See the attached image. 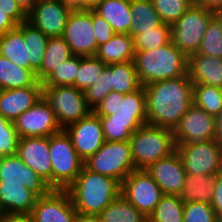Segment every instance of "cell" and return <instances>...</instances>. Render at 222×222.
Segmentation results:
<instances>
[{"label": "cell", "instance_id": "6da1fadb", "mask_svg": "<svg viewBox=\"0 0 222 222\" xmlns=\"http://www.w3.org/2000/svg\"><path fill=\"white\" fill-rule=\"evenodd\" d=\"M147 124L174 130L193 104V82L188 75L144 86Z\"/></svg>", "mask_w": 222, "mask_h": 222}, {"label": "cell", "instance_id": "7a4b0ae2", "mask_svg": "<svg viewBox=\"0 0 222 222\" xmlns=\"http://www.w3.org/2000/svg\"><path fill=\"white\" fill-rule=\"evenodd\" d=\"M93 112L100 117L105 141L130 140L138 128L147 124L144 86L131 93H118V104L114 110Z\"/></svg>", "mask_w": 222, "mask_h": 222}, {"label": "cell", "instance_id": "3957f363", "mask_svg": "<svg viewBox=\"0 0 222 222\" xmlns=\"http://www.w3.org/2000/svg\"><path fill=\"white\" fill-rule=\"evenodd\" d=\"M78 214L99 215L121 191V183L83 166L66 189Z\"/></svg>", "mask_w": 222, "mask_h": 222}, {"label": "cell", "instance_id": "277c9868", "mask_svg": "<svg viewBox=\"0 0 222 222\" xmlns=\"http://www.w3.org/2000/svg\"><path fill=\"white\" fill-rule=\"evenodd\" d=\"M134 64L142 86L187 75L188 57L170 41L154 50L136 51Z\"/></svg>", "mask_w": 222, "mask_h": 222}, {"label": "cell", "instance_id": "5b68a950", "mask_svg": "<svg viewBox=\"0 0 222 222\" xmlns=\"http://www.w3.org/2000/svg\"><path fill=\"white\" fill-rule=\"evenodd\" d=\"M129 142L135 169H146L176 151L172 130L148 124L138 128Z\"/></svg>", "mask_w": 222, "mask_h": 222}, {"label": "cell", "instance_id": "8992f818", "mask_svg": "<svg viewBox=\"0 0 222 222\" xmlns=\"http://www.w3.org/2000/svg\"><path fill=\"white\" fill-rule=\"evenodd\" d=\"M52 189L66 190L81 172L84 161L77 155L70 136L62 129L49 137Z\"/></svg>", "mask_w": 222, "mask_h": 222}, {"label": "cell", "instance_id": "52a82bcc", "mask_svg": "<svg viewBox=\"0 0 222 222\" xmlns=\"http://www.w3.org/2000/svg\"><path fill=\"white\" fill-rule=\"evenodd\" d=\"M42 98L54 112L61 129L93 111L86 102L84 92L75 86L42 85Z\"/></svg>", "mask_w": 222, "mask_h": 222}, {"label": "cell", "instance_id": "ba28073f", "mask_svg": "<svg viewBox=\"0 0 222 222\" xmlns=\"http://www.w3.org/2000/svg\"><path fill=\"white\" fill-rule=\"evenodd\" d=\"M84 166L121 183L135 170L129 140L105 141L95 154L84 161Z\"/></svg>", "mask_w": 222, "mask_h": 222}, {"label": "cell", "instance_id": "9c48e42d", "mask_svg": "<svg viewBox=\"0 0 222 222\" xmlns=\"http://www.w3.org/2000/svg\"><path fill=\"white\" fill-rule=\"evenodd\" d=\"M216 15L213 11L193 4L171 25V41L187 57L195 54L206 32L208 23Z\"/></svg>", "mask_w": 222, "mask_h": 222}, {"label": "cell", "instance_id": "30bf717a", "mask_svg": "<svg viewBox=\"0 0 222 222\" xmlns=\"http://www.w3.org/2000/svg\"><path fill=\"white\" fill-rule=\"evenodd\" d=\"M186 173L216 176L222 173V146L214 139L202 144L176 145Z\"/></svg>", "mask_w": 222, "mask_h": 222}, {"label": "cell", "instance_id": "8fae6325", "mask_svg": "<svg viewBox=\"0 0 222 222\" xmlns=\"http://www.w3.org/2000/svg\"><path fill=\"white\" fill-rule=\"evenodd\" d=\"M120 194L138 211L149 216L163 193L145 169H135L121 182Z\"/></svg>", "mask_w": 222, "mask_h": 222}, {"label": "cell", "instance_id": "7c38bea8", "mask_svg": "<svg viewBox=\"0 0 222 222\" xmlns=\"http://www.w3.org/2000/svg\"><path fill=\"white\" fill-rule=\"evenodd\" d=\"M62 37L72 55L95 56L98 46L92 25V10L73 9Z\"/></svg>", "mask_w": 222, "mask_h": 222}, {"label": "cell", "instance_id": "4fadbf2b", "mask_svg": "<svg viewBox=\"0 0 222 222\" xmlns=\"http://www.w3.org/2000/svg\"><path fill=\"white\" fill-rule=\"evenodd\" d=\"M72 10L73 6L62 0H39L27 14V22L47 37H60Z\"/></svg>", "mask_w": 222, "mask_h": 222}, {"label": "cell", "instance_id": "5bb4252c", "mask_svg": "<svg viewBox=\"0 0 222 222\" xmlns=\"http://www.w3.org/2000/svg\"><path fill=\"white\" fill-rule=\"evenodd\" d=\"M173 132L176 145L202 144L215 139V117L192 104Z\"/></svg>", "mask_w": 222, "mask_h": 222}, {"label": "cell", "instance_id": "9a60e30c", "mask_svg": "<svg viewBox=\"0 0 222 222\" xmlns=\"http://www.w3.org/2000/svg\"><path fill=\"white\" fill-rule=\"evenodd\" d=\"M13 123L20 138L50 137L62 130L54 112L42 97L30 109L20 114Z\"/></svg>", "mask_w": 222, "mask_h": 222}, {"label": "cell", "instance_id": "2e32d148", "mask_svg": "<svg viewBox=\"0 0 222 222\" xmlns=\"http://www.w3.org/2000/svg\"><path fill=\"white\" fill-rule=\"evenodd\" d=\"M29 215L33 222H76L78 217L68 192L57 189L37 197Z\"/></svg>", "mask_w": 222, "mask_h": 222}, {"label": "cell", "instance_id": "e0dca14e", "mask_svg": "<svg viewBox=\"0 0 222 222\" xmlns=\"http://www.w3.org/2000/svg\"><path fill=\"white\" fill-rule=\"evenodd\" d=\"M70 136L77 155L86 161L105 143L102 122L93 111L64 129Z\"/></svg>", "mask_w": 222, "mask_h": 222}, {"label": "cell", "instance_id": "ac0fdd59", "mask_svg": "<svg viewBox=\"0 0 222 222\" xmlns=\"http://www.w3.org/2000/svg\"><path fill=\"white\" fill-rule=\"evenodd\" d=\"M17 155L52 189L49 137L19 138Z\"/></svg>", "mask_w": 222, "mask_h": 222}, {"label": "cell", "instance_id": "d6986e66", "mask_svg": "<svg viewBox=\"0 0 222 222\" xmlns=\"http://www.w3.org/2000/svg\"><path fill=\"white\" fill-rule=\"evenodd\" d=\"M160 187L163 194L179 195L182 191L186 171L177 151L145 169Z\"/></svg>", "mask_w": 222, "mask_h": 222}, {"label": "cell", "instance_id": "ffe728a7", "mask_svg": "<svg viewBox=\"0 0 222 222\" xmlns=\"http://www.w3.org/2000/svg\"><path fill=\"white\" fill-rule=\"evenodd\" d=\"M0 183H21L37 197L45 196L51 190L18 155L0 157Z\"/></svg>", "mask_w": 222, "mask_h": 222}, {"label": "cell", "instance_id": "44dd1931", "mask_svg": "<svg viewBox=\"0 0 222 222\" xmlns=\"http://www.w3.org/2000/svg\"><path fill=\"white\" fill-rule=\"evenodd\" d=\"M42 97V83L11 90H0V114L14 121L20 114L30 109Z\"/></svg>", "mask_w": 222, "mask_h": 222}, {"label": "cell", "instance_id": "7402d4cb", "mask_svg": "<svg viewBox=\"0 0 222 222\" xmlns=\"http://www.w3.org/2000/svg\"><path fill=\"white\" fill-rule=\"evenodd\" d=\"M187 75L193 84L222 88V58L192 54L188 56Z\"/></svg>", "mask_w": 222, "mask_h": 222}, {"label": "cell", "instance_id": "603a6c76", "mask_svg": "<svg viewBox=\"0 0 222 222\" xmlns=\"http://www.w3.org/2000/svg\"><path fill=\"white\" fill-rule=\"evenodd\" d=\"M36 199L21 183H0V214H30Z\"/></svg>", "mask_w": 222, "mask_h": 222}, {"label": "cell", "instance_id": "cb8c5ba5", "mask_svg": "<svg viewBox=\"0 0 222 222\" xmlns=\"http://www.w3.org/2000/svg\"><path fill=\"white\" fill-rule=\"evenodd\" d=\"M112 27L115 34H128L133 21L131 3L126 0H102L94 9Z\"/></svg>", "mask_w": 222, "mask_h": 222}, {"label": "cell", "instance_id": "d4e9b609", "mask_svg": "<svg viewBox=\"0 0 222 222\" xmlns=\"http://www.w3.org/2000/svg\"><path fill=\"white\" fill-rule=\"evenodd\" d=\"M135 46L129 34H115L107 43L98 46L96 57L106 65L134 61Z\"/></svg>", "mask_w": 222, "mask_h": 222}, {"label": "cell", "instance_id": "484cf974", "mask_svg": "<svg viewBox=\"0 0 222 222\" xmlns=\"http://www.w3.org/2000/svg\"><path fill=\"white\" fill-rule=\"evenodd\" d=\"M215 176L186 173L179 198L184 204L191 202L212 203Z\"/></svg>", "mask_w": 222, "mask_h": 222}, {"label": "cell", "instance_id": "4316f807", "mask_svg": "<svg viewBox=\"0 0 222 222\" xmlns=\"http://www.w3.org/2000/svg\"><path fill=\"white\" fill-rule=\"evenodd\" d=\"M73 55L62 36L49 37L40 69L36 72L39 82L43 83L63 62Z\"/></svg>", "mask_w": 222, "mask_h": 222}, {"label": "cell", "instance_id": "83f0119b", "mask_svg": "<svg viewBox=\"0 0 222 222\" xmlns=\"http://www.w3.org/2000/svg\"><path fill=\"white\" fill-rule=\"evenodd\" d=\"M0 56L19 67L29 69L27 41L23 38V23L0 37Z\"/></svg>", "mask_w": 222, "mask_h": 222}, {"label": "cell", "instance_id": "f1b7e54d", "mask_svg": "<svg viewBox=\"0 0 222 222\" xmlns=\"http://www.w3.org/2000/svg\"><path fill=\"white\" fill-rule=\"evenodd\" d=\"M37 82L36 74L31 69L19 67L0 56V90L31 87Z\"/></svg>", "mask_w": 222, "mask_h": 222}, {"label": "cell", "instance_id": "f546056e", "mask_svg": "<svg viewBox=\"0 0 222 222\" xmlns=\"http://www.w3.org/2000/svg\"><path fill=\"white\" fill-rule=\"evenodd\" d=\"M131 13L134 19L130 23L128 34L133 38L143 31L153 30L162 24L151 0L131 2Z\"/></svg>", "mask_w": 222, "mask_h": 222}, {"label": "cell", "instance_id": "4dcf8cb0", "mask_svg": "<svg viewBox=\"0 0 222 222\" xmlns=\"http://www.w3.org/2000/svg\"><path fill=\"white\" fill-rule=\"evenodd\" d=\"M110 81L112 90L121 94L134 92L142 86L134 61L111 64Z\"/></svg>", "mask_w": 222, "mask_h": 222}, {"label": "cell", "instance_id": "1f68e13d", "mask_svg": "<svg viewBox=\"0 0 222 222\" xmlns=\"http://www.w3.org/2000/svg\"><path fill=\"white\" fill-rule=\"evenodd\" d=\"M23 38L27 41L29 69L36 74L41 67L49 37L26 21L23 22Z\"/></svg>", "mask_w": 222, "mask_h": 222}, {"label": "cell", "instance_id": "d6a6232c", "mask_svg": "<svg viewBox=\"0 0 222 222\" xmlns=\"http://www.w3.org/2000/svg\"><path fill=\"white\" fill-rule=\"evenodd\" d=\"M99 217L102 222H143L147 218L121 194L99 214Z\"/></svg>", "mask_w": 222, "mask_h": 222}, {"label": "cell", "instance_id": "836d02e7", "mask_svg": "<svg viewBox=\"0 0 222 222\" xmlns=\"http://www.w3.org/2000/svg\"><path fill=\"white\" fill-rule=\"evenodd\" d=\"M192 100L195 106L216 118L222 111V88L193 84Z\"/></svg>", "mask_w": 222, "mask_h": 222}, {"label": "cell", "instance_id": "e575fe53", "mask_svg": "<svg viewBox=\"0 0 222 222\" xmlns=\"http://www.w3.org/2000/svg\"><path fill=\"white\" fill-rule=\"evenodd\" d=\"M184 203L179 195L163 194L148 216L152 222H183Z\"/></svg>", "mask_w": 222, "mask_h": 222}, {"label": "cell", "instance_id": "d590c367", "mask_svg": "<svg viewBox=\"0 0 222 222\" xmlns=\"http://www.w3.org/2000/svg\"><path fill=\"white\" fill-rule=\"evenodd\" d=\"M196 54L222 58V15L216 14L208 23Z\"/></svg>", "mask_w": 222, "mask_h": 222}, {"label": "cell", "instance_id": "8d00e7d4", "mask_svg": "<svg viewBox=\"0 0 222 222\" xmlns=\"http://www.w3.org/2000/svg\"><path fill=\"white\" fill-rule=\"evenodd\" d=\"M133 40L136 51L154 50L171 41V25L162 23L153 30L137 34Z\"/></svg>", "mask_w": 222, "mask_h": 222}, {"label": "cell", "instance_id": "74e56055", "mask_svg": "<svg viewBox=\"0 0 222 222\" xmlns=\"http://www.w3.org/2000/svg\"><path fill=\"white\" fill-rule=\"evenodd\" d=\"M105 66L106 64L96 56H80L79 71L74 86L84 92L102 74Z\"/></svg>", "mask_w": 222, "mask_h": 222}, {"label": "cell", "instance_id": "f35d334b", "mask_svg": "<svg viewBox=\"0 0 222 222\" xmlns=\"http://www.w3.org/2000/svg\"><path fill=\"white\" fill-rule=\"evenodd\" d=\"M162 23L173 25L193 5V0H151Z\"/></svg>", "mask_w": 222, "mask_h": 222}, {"label": "cell", "instance_id": "ab89813d", "mask_svg": "<svg viewBox=\"0 0 222 222\" xmlns=\"http://www.w3.org/2000/svg\"><path fill=\"white\" fill-rule=\"evenodd\" d=\"M80 56L73 55L63 62L55 71L42 83L49 86H74L79 71Z\"/></svg>", "mask_w": 222, "mask_h": 222}, {"label": "cell", "instance_id": "60d3db41", "mask_svg": "<svg viewBox=\"0 0 222 222\" xmlns=\"http://www.w3.org/2000/svg\"><path fill=\"white\" fill-rule=\"evenodd\" d=\"M110 75L111 64L106 65L102 74L97 78V80L84 91L86 102L92 110L96 108V106L108 93L113 91L110 81Z\"/></svg>", "mask_w": 222, "mask_h": 222}, {"label": "cell", "instance_id": "b9f144b4", "mask_svg": "<svg viewBox=\"0 0 222 222\" xmlns=\"http://www.w3.org/2000/svg\"><path fill=\"white\" fill-rule=\"evenodd\" d=\"M19 138L14 123L0 114V157L17 155Z\"/></svg>", "mask_w": 222, "mask_h": 222}, {"label": "cell", "instance_id": "7bdbcfd3", "mask_svg": "<svg viewBox=\"0 0 222 222\" xmlns=\"http://www.w3.org/2000/svg\"><path fill=\"white\" fill-rule=\"evenodd\" d=\"M216 214L211 204L191 202L184 204L183 222H216Z\"/></svg>", "mask_w": 222, "mask_h": 222}, {"label": "cell", "instance_id": "ee69618b", "mask_svg": "<svg viewBox=\"0 0 222 222\" xmlns=\"http://www.w3.org/2000/svg\"><path fill=\"white\" fill-rule=\"evenodd\" d=\"M92 25L97 46L107 43L115 35L111 25L94 10H92Z\"/></svg>", "mask_w": 222, "mask_h": 222}, {"label": "cell", "instance_id": "f6af8a7d", "mask_svg": "<svg viewBox=\"0 0 222 222\" xmlns=\"http://www.w3.org/2000/svg\"><path fill=\"white\" fill-rule=\"evenodd\" d=\"M0 13L8 15L17 25L27 21V14L16 0H0Z\"/></svg>", "mask_w": 222, "mask_h": 222}, {"label": "cell", "instance_id": "bcb514c9", "mask_svg": "<svg viewBox=\"0 0 222 222\" xmlns=\"http://www.w3.org/2000/svg\"><path fill=\"white\" fill-rule=\"evenodd\" d=\"M212 208L217 217H222V173L215 176V186L213 190Z\"/></svg>", "mask_w": 222, "mask_h": 222}, {"label": "cell", "instance_id": "7dc6e473", "mask_svg": "<svg viewBox=\"0 0 222 222\" xmlns=\"http://www.w3.org/2000/svg\"><path fill=\"white\" fill-rule=\"evenodd\" d=\"M118 104V92L111 91L94 110H114Z\"/></svg>", "mask_w": 222, "mask_h": 222}, {"label": "cell", "instance_id": "c3c4849f", "mask_svg": "<svg viewBox=\"0 0 222 222\" xmlns=\"http://www.w3.org/2000/svg\"><path fill=\"white\" fill-rule=\"evenodd\" d=\"M193 4L213 11L216 14H222V0H193Z\"/></svg>", "mask_w": 222, "mask_h": 222}, {"label": "cell", "instance_id": "681fc988", "mask_svg": "<svg viewBox=\"0 0 222 222\" xmlns=\"http://www.w3.org/2000/svg\"><path fill=\"white\" fill-rule=\"evenodd\" d=\"M0 222H33L29 214H0Z\"/></svg>", "mask_w": 222, "mask_h": 222}, {"label": "cell", "instance_id": "f907efd6", "mask_svg": "<svg viewBox=\"0 0 222 222\" xmlns=\"http://www.w3.org/2000/svg\"><path fill=\"white\" fill-rule=\"evenodd\" d=\"M17 27V24L4 13H0V37Z\"/></svg>", "mask_w": 222, "mask_h": 222}, {"label": "cell", "instance_id": "816d5d0a", "mask_svg": "<svg viewBox=\"0 0 222 222\" xmlns=\"http://www.w3.org/2000/svg\"><path fill=\"white\" fill-rule=\"evenodd\" d=\"M102 0H75V9L93 10Z\"/></svg>", "mask_w": 222, "mask_h": 222}, {"label": "cell", "instance_id": "f5cc1de1", "mask_svg": "<svg viewBox=\"0 0 222 222\" xmlns=\"http://www.w3.org/2000/svg\"><path fill=\"white\" fill-rule=\"evenodd\" d=\"M219 145L222 146V111L215 118V139Z\"/></svg>", "mask_w": 222, "mask_h": 222}, {"label": "cell", "instance_id": "db71d44e", "mask_svg": "<svg viewBox=\"0 0 222 222\" xmlns=\"http://www.w3.org/2000/svg\"><path fill=\"white\" fill-rule=\"evenodd\" d=\"M39 0H16L21 9L28 14Z\"/></svg>", "mask_w": 222, "mask_h": 222}, {"label": "cell", "instance_id": "11a10c76", "mask_svg": "<svg viewBox=\"0 0 222 222\" xmlns=\"http://www.w3.org/2000/svg\"><path fill=\"white\" fill-rule=\"evenodd\" d=\"M76 222H102L99 215L78 214Z\"/></svg>", "mask_w": 222, "mask_h": 222}, {"label": "cell", "instance_id": "9f6ffc18", "mask_svg": "<svg viewBox=\"0 0 222 222\" xmlns=\"http://www.w3.org/2000/svg\"><path fill=\"white\" fill-rule=\"evenodd\" d=\"M62 1L70 3L73 6V9H75V0H62Z\"/></svg>", "mask_w": 222, "mask_h": 222}, {"label": "cell", "instance_id": "6f0895ef", "mask_svg": "<svg viewBox=\"0 0 222 222\" xmlns=\"http://www.w3.org/2000/svg\"><path fill=\"white\" fill-rule=\"evenodd\" d=\"M127 2H137V1H146V0H126Z\"/></svg>", "mask_w": 222, "mask_h": 222}, {"label": "cell", "instance_id": "680465c9", "mask_svg": "<svg viewBox=\"0 0 222 222\" xmlns=\"http://www.w3.org/2000/svg\"><path fill=\"white\" fill-rule=\"evenodd\" d=\"M216 222H222V217H217Z\"/></svg>", "mask_w": 222, "mask_h": 222}, {"label": "cell", "instance_id": "91938a15", "mask_svg": "<svg viewBox=\"0 0 222 222\" xmlns=\"http://www.w3.org/2000/svg\"><path fill=\"white\" fill-rule=\"evenodd\" d=\"M143 222H152L148 217Z\"/></svg>", "mask_w": 222, "mask_h": 222}]
</instances>
